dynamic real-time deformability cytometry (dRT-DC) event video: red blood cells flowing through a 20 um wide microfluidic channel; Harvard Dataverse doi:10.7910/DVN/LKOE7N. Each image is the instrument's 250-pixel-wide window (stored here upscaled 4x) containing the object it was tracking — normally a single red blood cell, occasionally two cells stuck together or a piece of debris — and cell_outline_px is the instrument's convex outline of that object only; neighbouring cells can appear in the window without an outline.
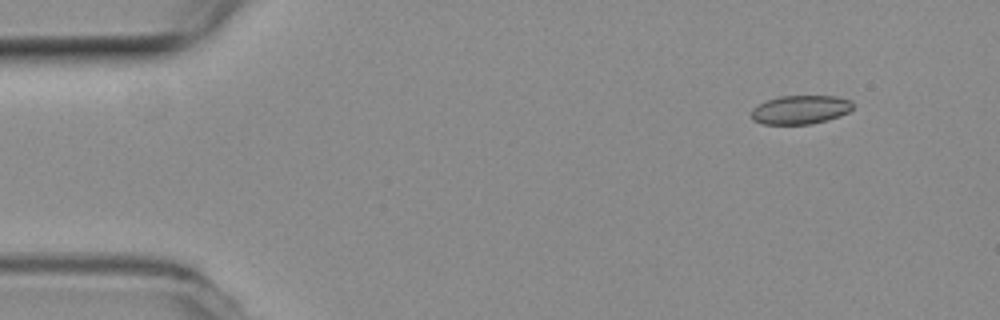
{"species": "common noctule bat (a hibernating species)", "species_latin": "Nyctalus noctula", "temperature_condition": "room temperature", "stored_images_in_passage": 4, "camera_frame_rate_fps": 3000, "um_per_image_px": 0.085, "animal": {"sex": "female", "body_mass_g": 19.3, "forearm_length_mm": 54.1}, "frame": {"image": 1, "passage_image": 1, "time_ms": 0.0, "image_size_px": [1000, 320], "cell_outline_px": [[852, 108], [848, 112], [840, 116], [828, 120], [812, 124], [764, 124], [752, 120], [752, 108], [768, 100], [780, 96], [836, 96], [852, 100]], "centroid_in_image_um": [68.06, 9.33], "position_along_channel_um": 16.9, "area_um2": 16.99}}